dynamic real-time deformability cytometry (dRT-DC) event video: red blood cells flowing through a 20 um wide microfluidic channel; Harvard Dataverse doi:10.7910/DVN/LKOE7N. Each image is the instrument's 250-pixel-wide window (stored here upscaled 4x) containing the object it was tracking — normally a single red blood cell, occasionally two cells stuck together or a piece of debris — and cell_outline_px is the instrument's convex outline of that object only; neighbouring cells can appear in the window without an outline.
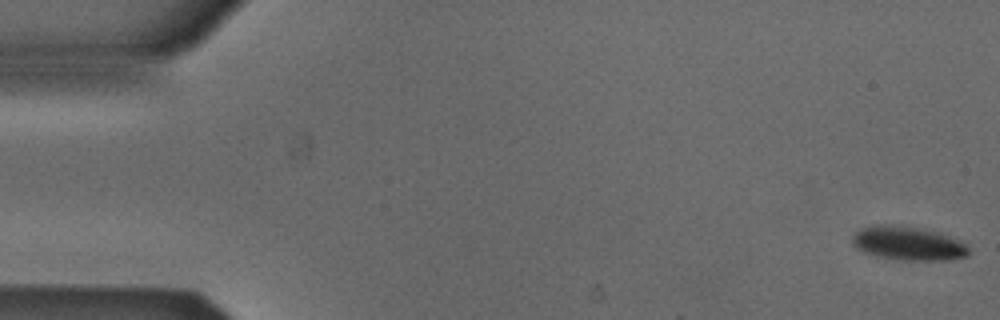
{"species": "Egyptian fruit bat (a non-hibernating species)", "species_latin": "Rousettus aegyptiacus", "temperature_condition": "cold", "stored_images_in_passage": 9, "camera_frame_rate_fps": 3000, "um_per_image_px": 0.085, "animal": {"sex": "male"}, "frame": {"image": 1, "passage_image": 1, "time_ms": 0.0, "image_size_px": [1000, 320], "cell_outline_px": [[968, 256], [952, 260], [900, 260], [876, 256], [864, 252], [856, 248], [852, 244], [852, 236], [860, 228], [876, 224], [900, 224], [920, 228], [936, 232], [948, 236], [964, 244], [968, 248]], "centroid_in_image_um": [77.13, 20.68], "position_along_channel_um": 7.9, "area_um2": 23.06}}